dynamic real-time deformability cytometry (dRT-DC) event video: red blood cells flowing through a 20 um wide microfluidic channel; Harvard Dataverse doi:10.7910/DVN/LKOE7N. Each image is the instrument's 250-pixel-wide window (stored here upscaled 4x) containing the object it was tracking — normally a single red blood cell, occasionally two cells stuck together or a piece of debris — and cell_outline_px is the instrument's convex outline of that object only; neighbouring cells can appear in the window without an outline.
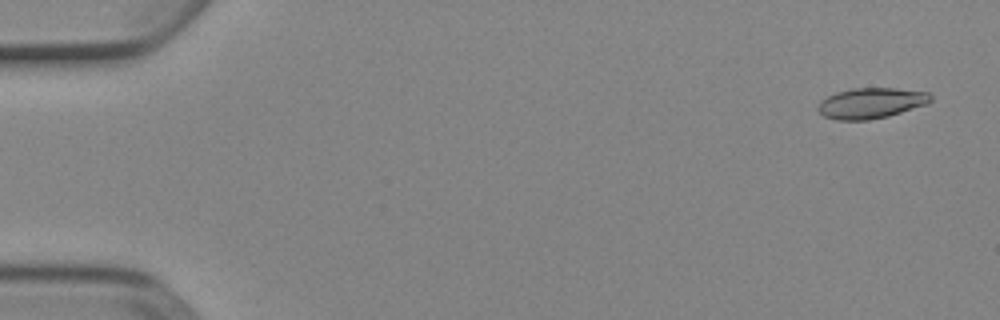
{"species": "Egyptian fruit bat (a non-hibernating species)", "species_latin": "Rousettus aegyptiacus", "temperature_condition": "cold", "stored_images_in_passage": 4, "camera_frame_rate_fps": 3000, "um_per_image_px": 0.085, "animal": {"sex": "female"}, "frame": {"image": 1, "passage_image": 1, "time_ms": 0.0, "image_size_px": [1000, 320], "cell_outline_px": [[932, 100], [928, 104], [888, 116], [868, 120], [836, 120], [824, 116], [816, 108], [820, 100], [836, 92], [852, 88], [896, 88], [928, 92], [932, 96]], "centroid_in_image_um": [74.04, 8.76], "position_along_channel_um": 11.0, "area_um2": 20.23}}
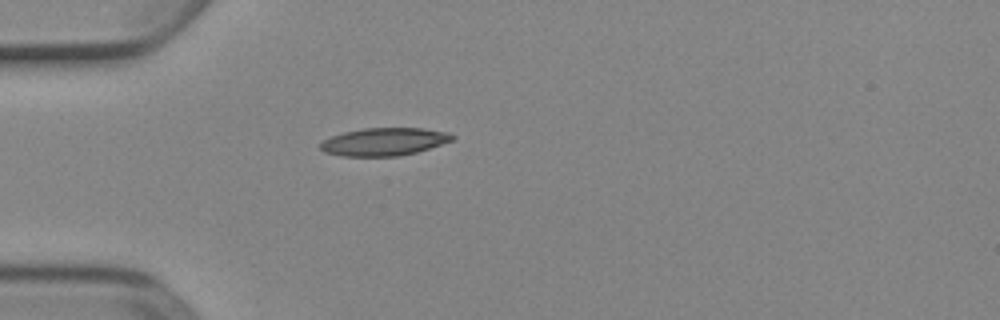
{"frame": {"image": 2, "passage_image": 4, "time_ms": 1.0, "image_size_px": [1000, 320], "cell_outline_px": [[456, 136], [452, 140], [416, 152], [400, 156], [344, 156], [324, 152], [320, 148], [320, 144], [324, 140], [332, 136], [344, 132], [364, 128], [424, 128], [448, 132]], "centroid_in_image_um": [32.65, 12.04], "position_along_channel_um": 52.3, "area_um2": 21.21}}